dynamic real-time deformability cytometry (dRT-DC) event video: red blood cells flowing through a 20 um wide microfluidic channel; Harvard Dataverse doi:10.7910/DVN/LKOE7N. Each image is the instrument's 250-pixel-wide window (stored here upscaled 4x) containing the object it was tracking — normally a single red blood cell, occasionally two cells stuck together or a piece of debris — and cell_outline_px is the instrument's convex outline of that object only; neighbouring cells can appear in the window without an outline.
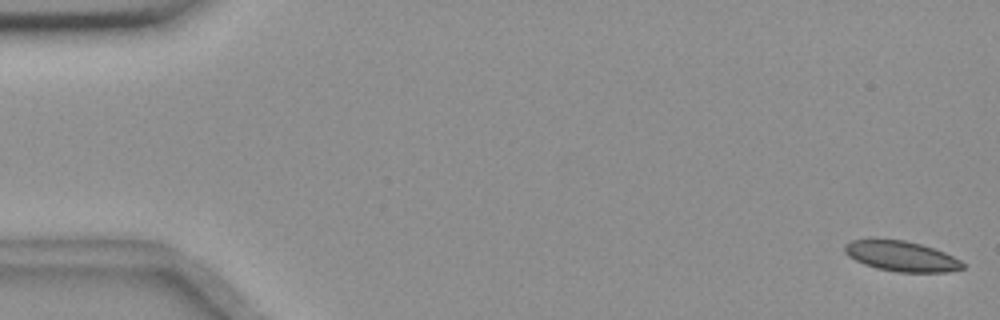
{"species": "common noctule bat (a hibernating species)", "species_latin": "Nyctalus noctula", "temperature_condition": "room temperature", "stored_images_in_passage": 6, "camera_frame_rate_fps": 3000, "um_per_image_px": 0.085, "animal": {"sex": "female", "body_mass_g": 18.4}, "frame": {"image": 1, "passage_image": 1, "time_ms": 0.0, "image_size_px": [1000, 320], "cell_outline_px": [[964, 268], [948, 272], [896, 272], [876, 268], [864, 264], [848, 256], [844, 252], [844, 244], [852, 240], [872, 236], [904, 240], [920, 244], [944, 252], [960, 260], [964, 264]], "centroid_in_image_um": [76.54, 21.74], "position_along_channel_um": 8.5, "area_um2": 21.33}}
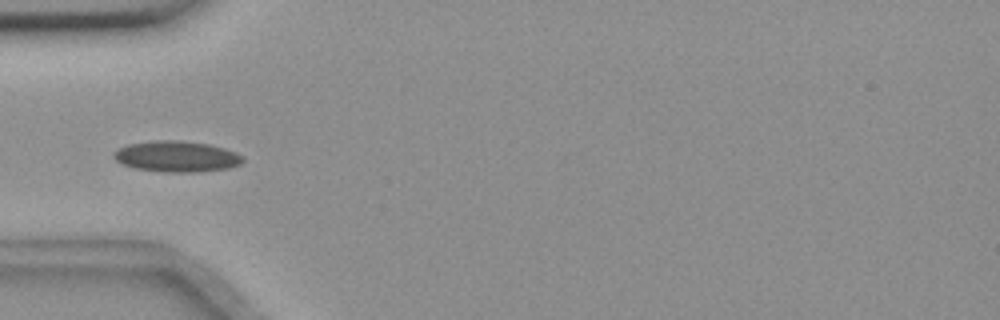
{"frame": {"image": 2, "passage_image": 6, "time_ms": 5.667, "image_size_px": [1000, 320], "cell_outline_px": [[244, 160], [240, 164], [228, 168], [196, 172], [164, 172], [136, 168], [120, 164], [112, 156], [112, 152], [128, 144], [152, 140], [180, 140], [208, 144], [224, 148], [236, 152], [244, 156]], "centroid_in_image_um": [15.0, 13.29], "position_along_channel_um": 70.0, "area_um2": 23.41}}